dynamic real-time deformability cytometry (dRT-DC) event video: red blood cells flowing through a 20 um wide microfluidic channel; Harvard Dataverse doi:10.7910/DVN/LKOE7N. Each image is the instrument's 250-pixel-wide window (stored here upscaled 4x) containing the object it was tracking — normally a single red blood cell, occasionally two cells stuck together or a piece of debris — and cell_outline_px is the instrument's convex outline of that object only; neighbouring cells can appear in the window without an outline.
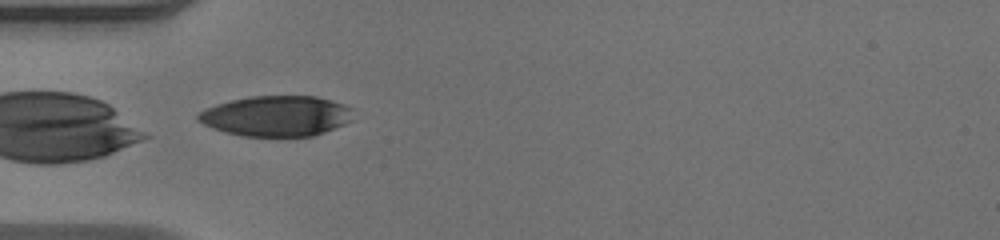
{"species": "human", "species_latin": "Homo sapiens", "temperature_condition": "warm", "stored_images_in_passage": 36, "camera_frame_rate_fps": 3000, "um_per_image_px": 0.085, "donor": {"sex": "male"}, "frame": {"image": 1, "passage_image": 1, "time_ms": 0.0, "image_size_px": [1000, 240], "cell_outline_px": [[352, 120], [344, 124], [324, 132], [312, 136], [244, 136], [224, 132], [212, 128], [196, 120], [196, 116], [200, 112], [216, 104], [232, 100], [252, 96], [316, 96], [332, 100], [344, 104], [352, 108]], "centroid_in_image_um": [23.5, 9.86], "position_along_channel_um": 61.5, "area_um2": 36.53}}
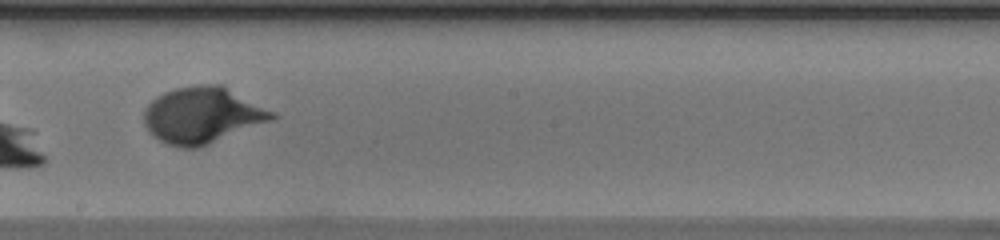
{"frame": {"image": 2, "passage_image": 14, "time_ms": 4.333, "image_size_px": [1000, 240], "cell_outline_px": [[276, 116], [272, 120], [200, 148], [180, 148], [168, 144], [160, 140], [144, 124], [144, 108], [156, 96], [164, 92], [176, 88], [196, 84], [224, 84], [276, 112]], "centroid_in_image_um": [17.24, 9.77], "position_along_channel_um": 231.0, "area_um2": 42.31}}
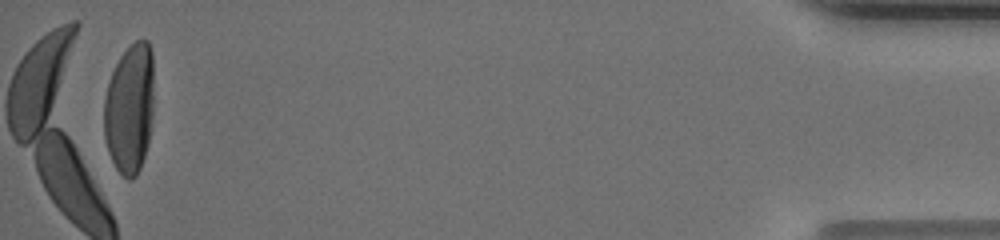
{"frame": {"image": 3, "passage_image": 35, "time_ms": 11.333, "image_size_px": [1000, 240], "cell_outline_px": [[152, 116], [148, 140], [144, 156], [140, 168], [136, 176], [128, 180], [116, 168], [108, 152], [104, 136], [104, 96], [108, 80], [120, 56], [136, 40], [148, 40], [152, 52]], "centroid_in_image_um": [11.0, 9.22], "position_along_channel_um": 424.2, "area_um2": 37.63}}